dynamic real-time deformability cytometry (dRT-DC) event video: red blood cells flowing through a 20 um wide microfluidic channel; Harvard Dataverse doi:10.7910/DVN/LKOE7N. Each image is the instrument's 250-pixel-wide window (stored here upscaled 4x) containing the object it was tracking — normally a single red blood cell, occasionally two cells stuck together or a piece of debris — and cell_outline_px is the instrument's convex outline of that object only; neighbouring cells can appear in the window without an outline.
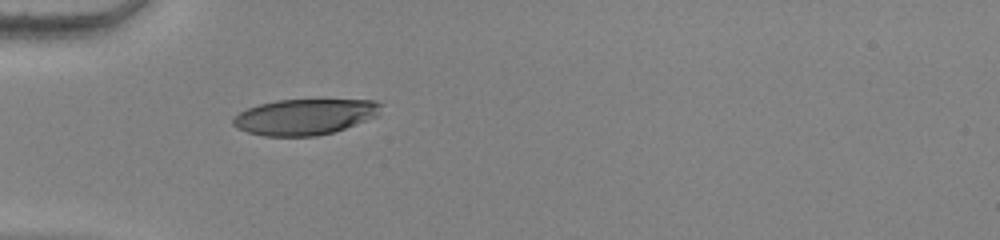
{"species": "human", "species_latin": "Homo sapiens", "temperature_condition": "warm", "stored_images_in_passage": 37, "camera_frame_rate_fps": 3000, "um_per_image_px": 0.085, "donor": {"sex": "female"}, "frame": {"image": 1, "passage_image": 1, "time_ms": 0.0, "image_size_px": [1000, 240], "cell_outline_px": [[384, 104], [376, 116], [344, 128], [332, 132], [316, 136], [264, 136], [248, 132], [236, 128], [232, 124], [232, 120], [240, 112], [248, 108], [260, 104], [276, 100], [376, 100]], "centroid_in_image_um": [25.9, 9.92], "position_along_channel_um": 59.1, "area_um2": 30.63}}
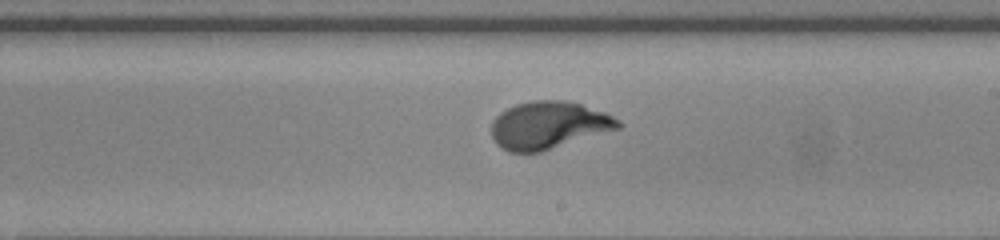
{"frame": {"image": 2, "passage_image": 16, "time_ms": 5.0, "image_size_px": [1000, 240], "cell_outline_px": [[624, 124], [620, 128], [540, 152], [508, 152], [496, 144], [492, 136], [492, 120], [500, 112], [516, 104], [532, 100], [564, 100], [580, 104], [604, 112], [620, 120]], "centroid_in_image_um": [46.62, 10.64], "position_along_channel_um": 242.4, "area_um2": 35.03}}
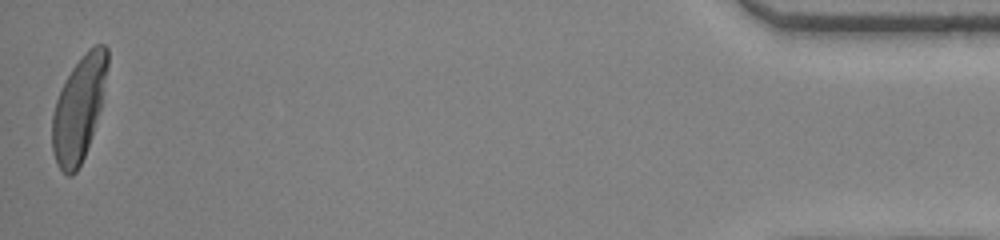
{"frame": {"image": 3, "passage_image": 37, "time_ms": 12.0, "image_size_px": [1000, 240], "cell_outline_px": [[108, 64], [100, 108], [84, 156], [76, 172], [72, 176], [68, 176], [56, 164], [52, 152], [52, 116], [56, 100], [72, 68], [88, 48], [96, 44], [104, 44], [108, 48]], "centroid_in_image_um": [6.69, 9.22], "position_along_channel_um": 428.5, "area_um2": 33.06}, "authors_computed_cell_mechanics": {"area_um2": 33.813, "velocity_mm_per_s": 3.8321, "shape_relaxation_time_tau1_ms": 3.5401, "shape_relaxation_time_tau2_ms": null, "deformation_change_tau1": 0.198, "deformation_change_tau2": null}}